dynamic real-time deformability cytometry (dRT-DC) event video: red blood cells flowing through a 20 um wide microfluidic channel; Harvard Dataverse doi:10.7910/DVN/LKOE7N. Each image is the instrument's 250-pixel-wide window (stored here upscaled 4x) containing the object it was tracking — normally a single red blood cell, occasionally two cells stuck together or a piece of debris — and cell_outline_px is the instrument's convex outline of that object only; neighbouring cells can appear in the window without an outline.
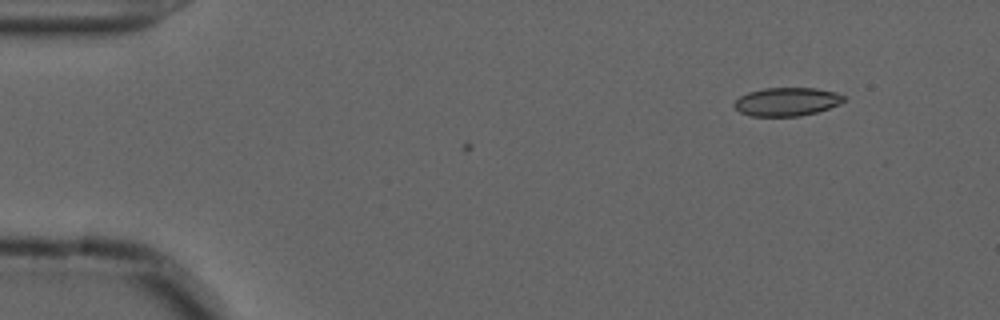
{"species": "common noctule bat (a hibernating species)", "species_latin": "Nyctalus noctula", "temperature_condition": "cold", "stored_images_in_passage": 2, "camera_frame_rate_fps": 3000, "um_per_image_px": 0.085, "animal": {"sex": "male", "forearm_length_mm": 52.5}, "frame": {"image": 1, "passage_image": 2, "time_ms": 0.333, "image_size_px": [1000, 320], "cell_outline_px": [[844, 100], [840, 104], [816, 112], [800, 116], [748, 116], [740, 112], [732, 104], [740, 96], [748, 92], [764, 88], [816, 88], [836, 92], [844, 96]], "centroid_in_image_um": [66.86, 8.64], "position_along_channel_um": 18.1, "area_um2": 18.15}}